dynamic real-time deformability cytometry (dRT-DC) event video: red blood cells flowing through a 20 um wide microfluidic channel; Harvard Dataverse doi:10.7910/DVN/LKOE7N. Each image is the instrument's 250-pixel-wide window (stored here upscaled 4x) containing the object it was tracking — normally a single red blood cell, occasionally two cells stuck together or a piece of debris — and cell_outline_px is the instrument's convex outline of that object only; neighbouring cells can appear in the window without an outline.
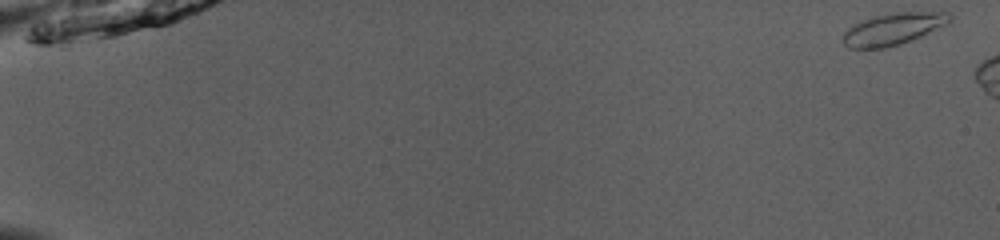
{"species": "common noctule bat (a hibernating species)", "species_latin": "Nyctalus noctula", "temperature_condition": "room temperature", "stored_images_in_passage": 7, "camera_frame_rate_fps": 3000, "um_per_image_px": 0.085, "animal": {"sex": "male", "body_mass_g": 13.0, "forearm_length_mm": 53.1}, "frame": {"image": 1, "passage_image": 1, "time_ms": 0.0, "image_size_px": [1000, 240], "cell_outline_px": [[952, 20], [948, 24], [920, 36], [900, 44], [884, 48], [848, 48], [844, 44], [844, 32], [848, 28], [872, 16], [896, 12], [952, 12]], "centroid_in_image_um": [75.96, 2.45], "position_along_channel_um": 9.0, "area_um2": 19.65}}